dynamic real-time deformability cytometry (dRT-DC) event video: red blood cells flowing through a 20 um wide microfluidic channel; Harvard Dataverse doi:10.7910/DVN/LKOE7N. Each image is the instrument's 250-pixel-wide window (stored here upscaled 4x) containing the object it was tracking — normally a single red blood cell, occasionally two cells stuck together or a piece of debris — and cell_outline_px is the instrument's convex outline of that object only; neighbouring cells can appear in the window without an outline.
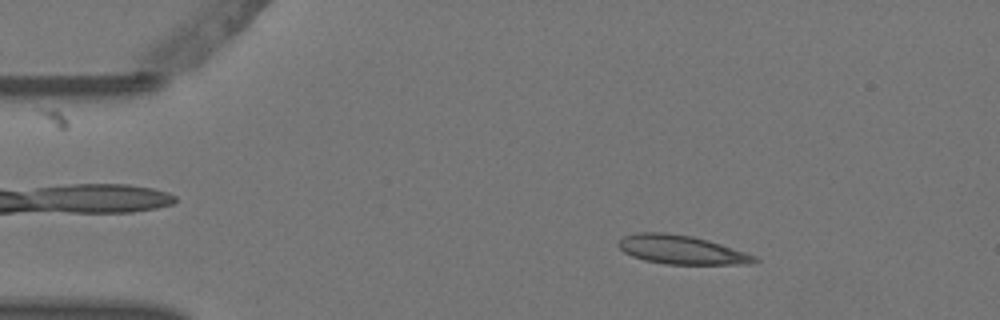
{"species": "Egyptian fruit bat (a non-hibernating species)", "species_latin": "Rousettus aegyptiacus", "temperature_condition": "warm", "stored_images_in_passage": 4, "camera_frame_rate_fps": 3000, "um_per_image_px": 0.085, "animal": {"sex": "female"}, "frame": {"image": 1, "passage_image": 2, "time_ms": 0.333, "image_size_px": [1000, 320], "cell_outline_px": [[760, 260], [752, 264], [664, 264], [644, 260], [632, 256], [624, 252], [616, 244], [624, 236], [636, 232], [664, 232], [692, 236], [708, 240], [756, 256]], "centroid_in_image_um": [57.9, 21.23], "position_along_channel_um": 27.1, "area_um2": 22.83}}
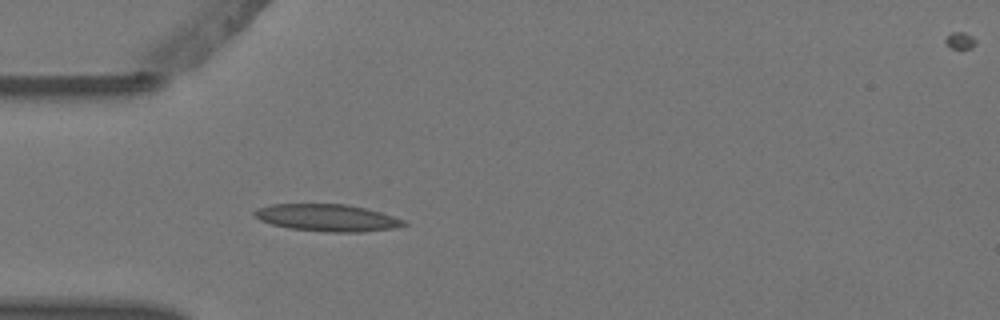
{"frame": {"image": 2, "passage_image": 4, "time_ms": 1.0, "image_size_px": [1000, 320], "cell_outline_px": [[408, 224], [392, 228], [360, 232], [328, 232], [288, 228], [272, 224], [260, 220], [252, 216], [252, 212], [256, 208], [272, 204], [348, 204], [380, 212], [404, 220]], "centroid_in_image_um": [27.75, 18.5], "position_along_channel_um": 57.3, "area_um2": 23.52}}